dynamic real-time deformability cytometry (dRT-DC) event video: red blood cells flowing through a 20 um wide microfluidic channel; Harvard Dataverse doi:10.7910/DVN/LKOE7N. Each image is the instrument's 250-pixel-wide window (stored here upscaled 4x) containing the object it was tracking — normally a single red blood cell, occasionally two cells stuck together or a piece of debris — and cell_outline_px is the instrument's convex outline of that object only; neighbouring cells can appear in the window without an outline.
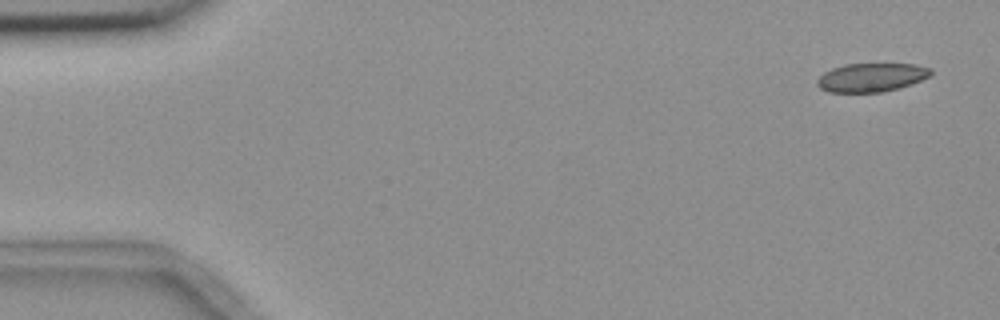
{"species": "common noctule bat (a hibernating species)", "species_latin": "Nyctalus noctula", "temperature_condition": "room temperature", "stored_images_in_passage": 5, "camera_frame_rate_fps": 3000, "um_per_image_px": 0.085, "animal": {"sex": "female", "body_mass_g": 18.4}, "frame": {"image": 1, "passage_image": 1, "time_ms": 0.0, "image_size_px": [1000, 320], "cell_outline_px": [[932, 76], [900, 88], [880, 92], [828, 92], [820, 88], [816, 84], [816, 80], [824, 72], [832, 68], [844, 64], [916, 64], [932, 68]], "centroid_in_image_um": [74.09, 6.58], "position_along_channel_um": 10.9, "area_um2": 19.13}}
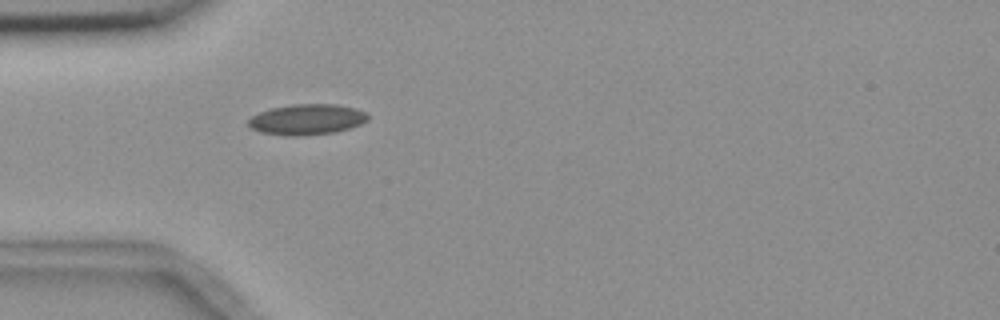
{"frame": {"image": 2, "passage_image": 5, "time_ms": 4.667, "image_size_px": [1000, 320], "cell_outline_px": [[368, 120], [360, 124], [348, 128], [332, 132], [296, 136], [288, 136], [260, 132], [252, 128], [248, 124], [248, 120], [252, 116], [260, 112], [272, 108], [292, 104], [336, 104], [356, 108], [368, 112]], "centroid_in_image_um": [26.1, 10.14], "position_along_channel_um": 58.9, "area_um2": 21.21}}